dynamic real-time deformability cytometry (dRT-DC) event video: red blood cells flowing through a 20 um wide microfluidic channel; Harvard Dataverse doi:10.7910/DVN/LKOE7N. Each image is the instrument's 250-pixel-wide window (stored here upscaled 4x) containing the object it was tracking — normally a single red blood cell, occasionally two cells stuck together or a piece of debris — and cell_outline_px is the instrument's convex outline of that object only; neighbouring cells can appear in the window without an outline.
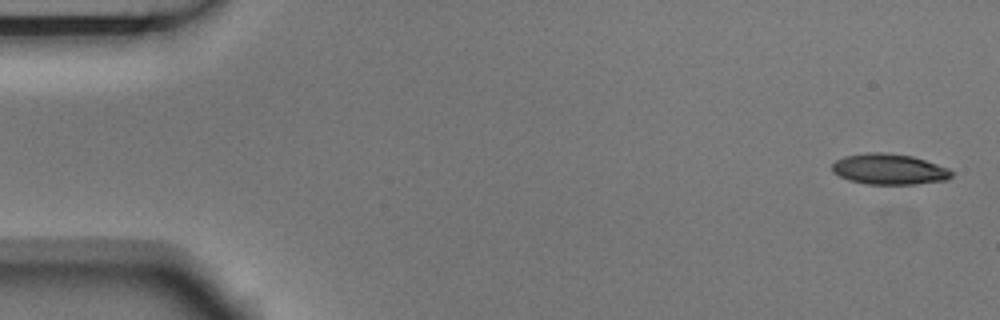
{"species": "Egyptian fruit bat (a non-hibernating species)", "species_latin": "Rousettus aegyptiacus", "temperature_condition": "room temperature", "stored_images_in_passage": 53, "camera_frame_rate_fps": 3000, "um_per_image_px": 0.085, "animal": {"sex": "male"}, "frame": {"image": 1, "passage_image": 1, "time_ms": 0.0, "image_size_px": [1000, 320], "cell_outline_px": [[952, 176], [948, 180], [916, 184], [868, 184], [848, 180], [832, 172], [832, 164], [836, 160], [844, 156], [864, 152], [884, 152], [912, 156], [948, 168], [952, 172]], "centroid_in_image_um": [75.56, 14.38], "position_along_channel_um": 9.4, "area_um2": 21.44}}
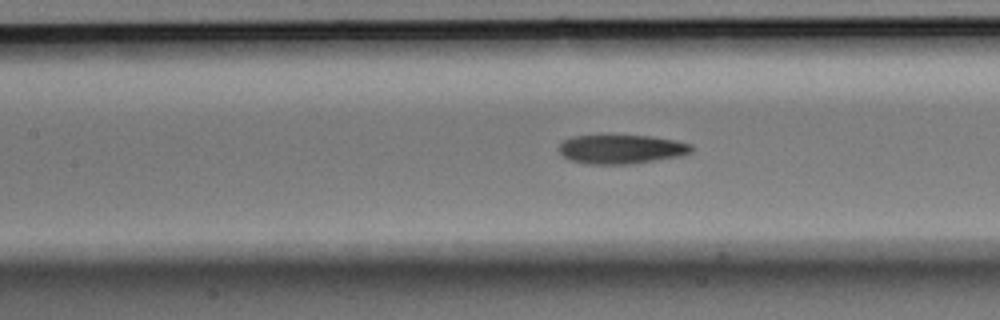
{"frame": {"image": 2, "passage_image": 23, "time_ms": 7.333, "image_size_px": [1000, 320], "cell_outline_px": [[692, 152], [680, 156], [632, 164], [584, 164], [568, 160], [556, 148], [564, 140], [572, 136], [600, 132], [652, 136], [676, 140], [692, 144]], "centroid_in_image_um": [52.74, 12.63], "position_along_channel_um": 154.7, "area_um2": 23.7}}
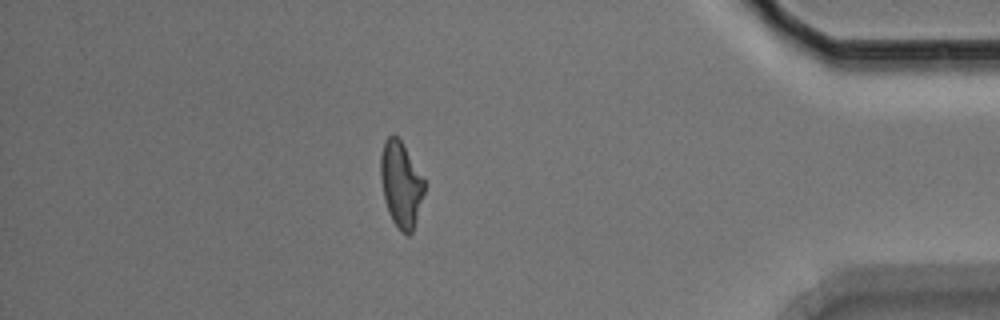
{"frame": {"image": 3, "passage_image": 46, "time_ms": 15.0, "image_size_px": [1000, 320], "cell_outline_px": [[424, 192], [416, 220], [412, 232], [408, 236], [400, 232], [392, 220], [388, 212], [384, 196], [380, 176], [380, 156], [384, 140], [388, 136], [396, 136], [400, 140], [424, 176]], "centroid_in_image_um": [34.08, 15.67], "position_along_channel_um": 401.1, "area_um2": 21.79}, "authors_computed_cell_mechanics": {"area_um2": 22.4842, "velocity_mm_per_s": 3.7241, "shape_relaxation_time_tau1_ms": 3.4978, "shape_relaxation_time_tau2_ms": 3.1269, "deformation_change_tau1": 0.1642, "deformation_change_tau2": 0.1203}}